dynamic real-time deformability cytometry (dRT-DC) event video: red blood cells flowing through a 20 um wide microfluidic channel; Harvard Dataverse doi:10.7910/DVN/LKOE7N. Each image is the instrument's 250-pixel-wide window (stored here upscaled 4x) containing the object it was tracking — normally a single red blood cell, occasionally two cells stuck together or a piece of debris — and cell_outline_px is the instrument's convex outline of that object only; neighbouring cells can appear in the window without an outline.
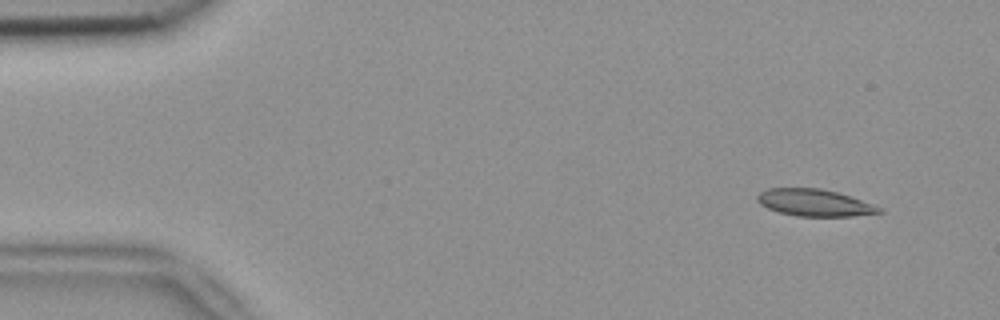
{"species": "common noctule bat (a hibernating species)", "species_latin": "Nyctalus noctula", "temperature_condition": "room temperature", "stored_images_in_passage": 4, "camera_frame_rate_fps": 3000, "um_per_image_px": 0.085, "animal": {"sex": "female", "body_mass_g": 18.4}, "frame": {"image": 1, "passage_image": 1, "time_ms": 0.0, "image_size_px": [1000, 320], "cell_outline_px": [[884, 212], [852, 216], [796, 216], [780, 212], [768, 208], [760, 204], [756, 200], [756, 196], [760, 192], [768, 188], [820, 188], [836, 192], [884, 208]], "centroid_in_image_um": [69.22, 17.23], "position_along_channel_um": 15.8, "area_um2": 19.02}}
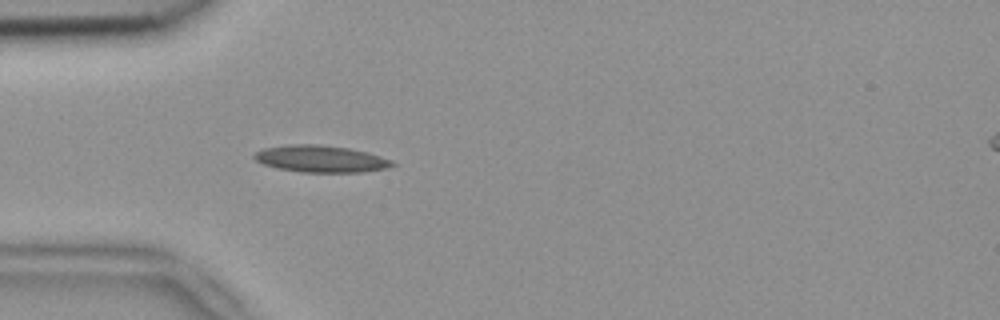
{"frame": {"image": 2, "passage_image": 4, "time_ms": 1.0, "image_size_px": [1000, 320], "cell_outline_px": [[396, 164], [384, 168], [360, 172], [300, 172], [276, 168], [264, 164], [256, 160], [252, 156], [256, 152], [264, 148], [292, 144], [316, 144], [348, 148], [368, 152], [392, 160]], "centroid_in_image_um": [27.25, 13.5], "position_along_channel_um": 57.8, "area_um2": 21.44}}